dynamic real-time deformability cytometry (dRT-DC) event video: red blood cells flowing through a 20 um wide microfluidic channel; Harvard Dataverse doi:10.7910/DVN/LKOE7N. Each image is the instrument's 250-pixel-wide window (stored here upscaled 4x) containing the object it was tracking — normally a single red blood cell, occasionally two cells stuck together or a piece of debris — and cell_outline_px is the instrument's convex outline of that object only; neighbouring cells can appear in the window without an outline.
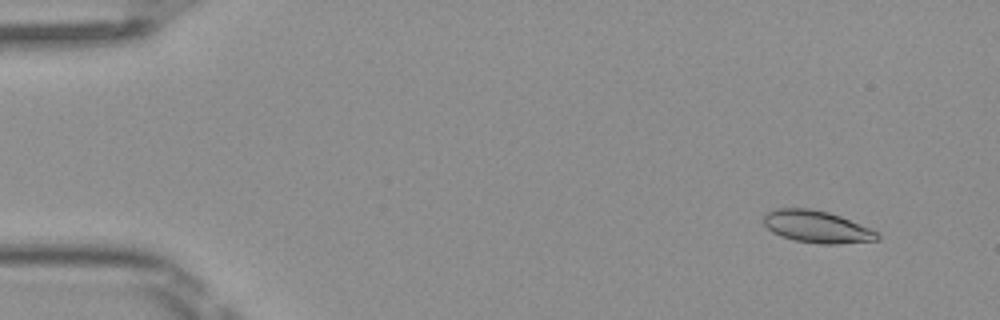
{"species": "Egyptian fruit bat (a non-hibernating species)", "species_latin": "Rousettus aegyptiacus", "temperature_condition": "room temperature", "stored_images_in_passage": 5, "camera_frame_rate_fps": 3000, "um_per_image_px": 0.085, "frame": {"image": 1, "passage_image": 2, "time_ms": 0.333, "image_size_px": [1000, 320], "cell_outline_px": [[880, 240], [836, 244], [820, 244], [796, 240], [772, 232], [764, 224], [764, 216], [772, 208], [808, 208], [828, 212], [840, 216], [872, 228], [880, 236]], "centroid_in_image_um": [69.46, 19.27], "position_along_channel_um": 15.5, "area_um2": 21.21}}
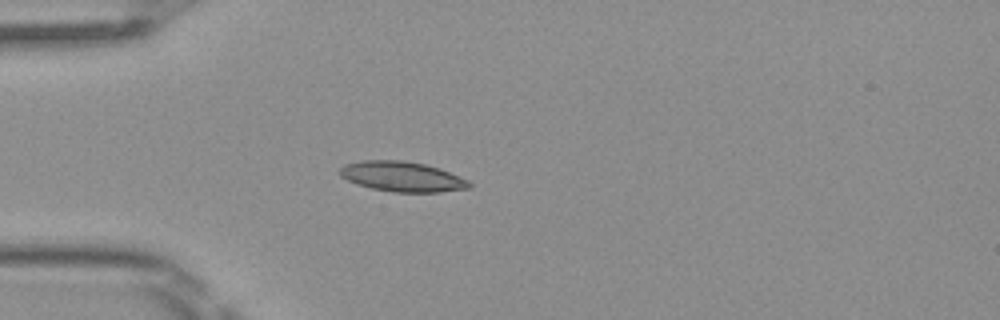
{"frame": {"image": 2, "passage_image": 5, "time_ms": 1.333, "image_size_px": [1000, 320], "cell_outline_px": [[472, 184], [468, 188], [440, 192], [392, 192], [372, 188], [356, 184], [340, 176], [340, 168], [344, 164], [360, 160], [400, 160], [424, 164], [440, 168], [468, 180]], "centroid_in_image_um": [34.16, 15.01], "position_along_channel_um": 50.8, "area_um2": 22.66}}